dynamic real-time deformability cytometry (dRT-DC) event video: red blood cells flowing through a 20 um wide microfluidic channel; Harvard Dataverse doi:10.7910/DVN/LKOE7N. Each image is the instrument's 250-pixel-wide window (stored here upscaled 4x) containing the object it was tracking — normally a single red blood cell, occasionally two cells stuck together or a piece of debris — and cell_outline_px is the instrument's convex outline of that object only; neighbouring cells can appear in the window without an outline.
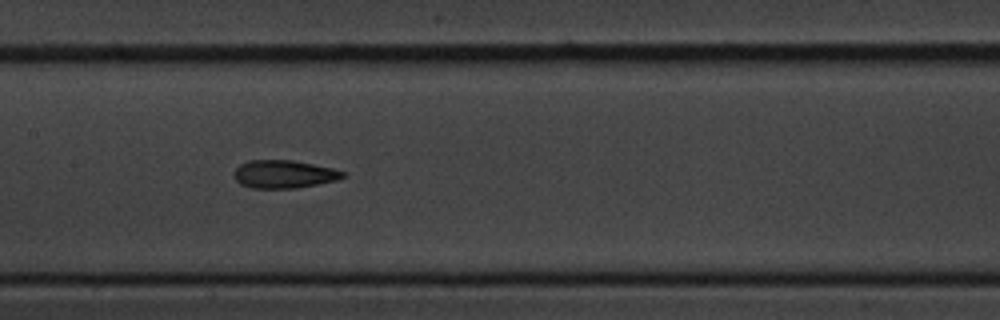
{"species": "common noctule bat (a hibernating species)", "species_latin": "Nyctalus noctula", "temperature_condition": "cold", "stored_images_in_passage": 10, "camera_frame_rate_fps": 3000, "um_per_image_px": 0.085, "animal": {"sex": "male", "body_mass_g": 20.1, "forearm_length_mm": 53.5}, "frame": {"image": 1, "passage_image": 9, "time_ms": 9.0, "image_size_px": [1000, 320], "cell_outline_px": [[348, 176], [336, 180], [296, 188], [252, 188], [240, 184], [236, 180], [236, 168], [240, 164], [248, 160], [292, 160], [332, 168], [344, 172]], "centroid_in_image_um": [24.15, 14.8], "position_along_channel_um": 183.3, "area_um2": 17.57}}
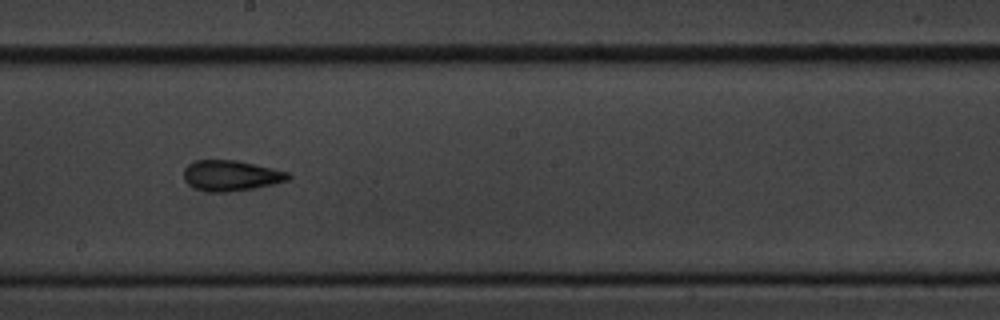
{"frame": {"image": 2, "passage_image": 10, "time_ms": 10.333, "image_size_px": [1000, 320], "cell_outline_px": [[292, 176], [288, 180], [256, 188], [228, 192], [208, 192], [196, 188], [188, 184], [184, 180], [184, 168], [188, 164], [196, 160], [236, 160], [272, 168], [288, 172]], "centroid_in_image_um": [19.62, 14.93], "position_along_channel_um": 228.6, "area_um2": 18.61}}